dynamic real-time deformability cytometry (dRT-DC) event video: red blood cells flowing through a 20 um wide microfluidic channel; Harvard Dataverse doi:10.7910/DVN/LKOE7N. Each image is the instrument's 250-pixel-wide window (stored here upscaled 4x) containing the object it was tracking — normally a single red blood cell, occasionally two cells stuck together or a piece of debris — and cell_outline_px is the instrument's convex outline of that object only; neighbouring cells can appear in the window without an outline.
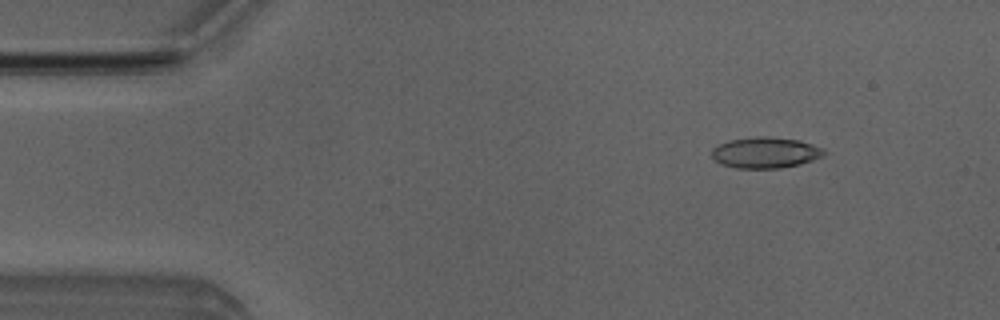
{"species": "Egyptian fruit bat (a non-hibernating species)", "species_latin": "Rousettus aegyptiacus", "temperature_condition": "room temperature", "stored_images_in_passage": 5, "camera_frame_rate_fps": 3000, "um_per_image_px": 0.085, "animal": {"sex": "male"}, "frame": {"image": 1, "passage_image": 2, "time_ms": 1.333, "image_size_px": [1000, 320], "cell_outline_px": [[828, 152], [824, 156], [800, 164], [780, 168], [736, 168], [720, 164], [712, 156], [712, 148], [728, 140], [756, 136], [764, 136], [800, 140], [824, 148]], "centroid_in_image_um": [65.09, 12.97], "position_along_channel_um": 19.9, "area_um2": 20.4}}